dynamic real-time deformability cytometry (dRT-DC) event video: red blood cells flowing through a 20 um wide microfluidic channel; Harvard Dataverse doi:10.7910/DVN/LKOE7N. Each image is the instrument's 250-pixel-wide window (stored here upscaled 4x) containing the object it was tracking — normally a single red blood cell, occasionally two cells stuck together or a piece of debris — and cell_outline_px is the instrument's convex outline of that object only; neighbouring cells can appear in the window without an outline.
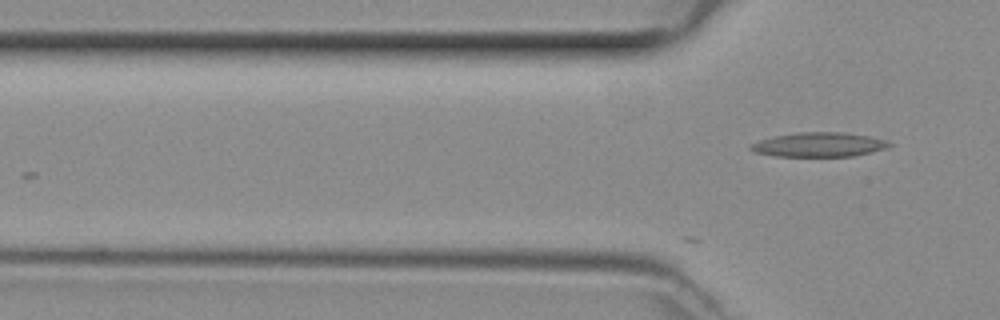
{"species": "common noctule bat (a hibernating species)", "species_latin": "Nyctalus noctula", "temperature_condition": "room temperature", "stored_images_in_passage": 2, "camera_frame_rate_fps": 3000, "um_per_image_px": 0.085, "animal": {"sex": "female", "body_mass_g": 29.2, "forearm_length_mm": 56.3}, "frame": {"image": 1, "passage_image": 2, "time_ms": 0.333, "image_size_px": [1000, 320], "cell_outline_px": [[892, 144], [888, 148], [872, 152], [852, 156], [776, 156], [752, 152], [748, 148], [748, 144], [772, 136], [800, 132], [840, 132], [868, 136], [884, 140]], "centroid_in_image_um": [69.55, 12.3], "position_along_channel_um": 56.3, "area_um2": 19.71}}